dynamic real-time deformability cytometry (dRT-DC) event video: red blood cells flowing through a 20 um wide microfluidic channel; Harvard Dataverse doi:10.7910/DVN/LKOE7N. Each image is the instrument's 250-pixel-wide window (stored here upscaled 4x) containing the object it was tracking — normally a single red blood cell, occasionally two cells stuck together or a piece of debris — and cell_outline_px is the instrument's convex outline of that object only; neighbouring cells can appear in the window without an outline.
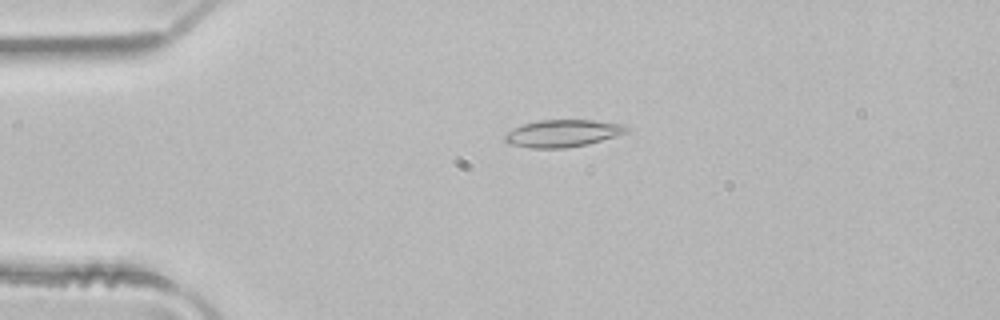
{"species": "common noctule bat (a hibernating species)", "species_latin": "Nyctalus noctula", "temperature_condition": "room temperature", "stored_images_in_passage": 3, "camera_frame_rate_fps": 3000, "um_per_image_px": 0.085, "animal": {"sex": "male", "body_mass_g": 21.5, "forearm_length_mm": 52.0}, "frame": {"image": 1, "passage_image": 2, "time_ms": 0.333, "image_size_px": [1000, 320], "cell_outline_px": [[628, 132], [616, 136], [584, 144], [564, 148], [532, 148], [508, 144], [504, 140], [504, 136], [508, 132], [524, 124], [540, 120], [592, 120], [628, 124]], "centroid_in_image_um": [47.86, 11.32], "position_along_channel_um": 37.1, "area_um2": 19.13}}